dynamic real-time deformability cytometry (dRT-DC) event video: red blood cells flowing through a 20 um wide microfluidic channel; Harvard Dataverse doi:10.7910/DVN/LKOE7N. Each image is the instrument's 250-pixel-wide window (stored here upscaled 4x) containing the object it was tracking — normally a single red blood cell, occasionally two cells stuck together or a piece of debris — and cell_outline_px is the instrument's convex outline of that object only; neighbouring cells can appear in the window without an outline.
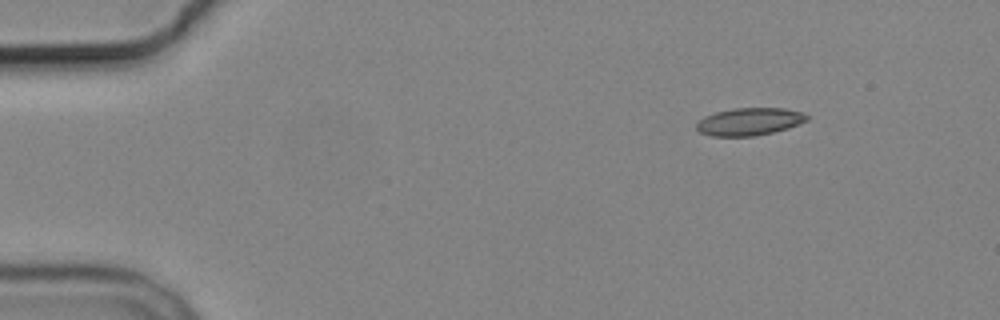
{"species": "common noctule bat (a hibernating species)", "species_latin": "Nyctalus noctula", "temperature_condition": "cold", "stored_images_in_passage": 4, "camera_frame_rate_fps": 3000, "um_per_image_px": 0.085, "animal": {"sex": "male", "body_mass_g": 19.2, "forearm_length_mm": 51.8}, "frame": {"image": 1, "passage_image": 1, "time_ms": 0.0, "image_size_px": [1000, 320], "cell_outline_px": [[808, 120], [788, 128], [772, 132], [752, 136], [712, 136], [700, 132], [696, 128], [696, 124], [704, 116], [716, 112], [736, 108], [784, 108], [804, 112], [808, 116]], "centroid_in_image_um": [63.71, 10.33], "position_along_channel_um": 21.3, "area_um2": 17.63}}
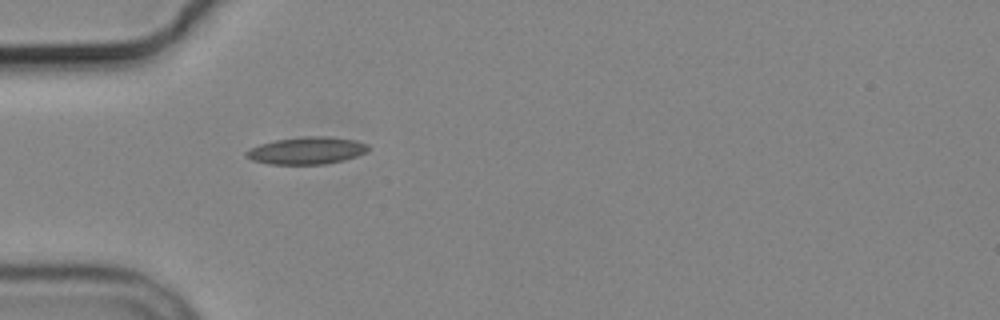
{"frame": {"image": 2, "passage_image": 4, "time_ms": 3.333, "image_size_px": [1000, 320], "cell_outline_px": [[368, 152], [344, 160], [324, 164], [268, 164], [252, 160], [244, 156], [244, 152], [248, 148], [260, 144], [276, 140], [304, 136], [328, 136], [356, 140], [368, 144]], "centroid_in_image_um": [26.05, 12.79], "position_along_channel_um": 58.9, "area_um2": 19.54}}